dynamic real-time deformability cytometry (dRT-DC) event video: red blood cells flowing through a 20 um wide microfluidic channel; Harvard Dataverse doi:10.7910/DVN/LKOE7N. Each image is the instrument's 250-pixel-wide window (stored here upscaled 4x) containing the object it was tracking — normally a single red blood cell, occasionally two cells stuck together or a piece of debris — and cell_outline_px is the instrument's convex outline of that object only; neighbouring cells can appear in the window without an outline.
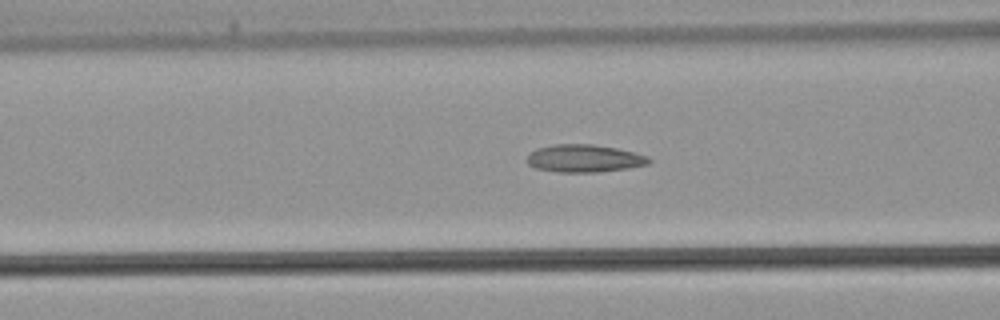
{"species": "common noctule bat (a hibernating species)", "species_latin": "Nyctalus noctula", "temperature_condition": "warm", "stored_images_in_passage": 36, "camera_frame_rate_fps": 3000, "um_per_image_px": 0.085, "animal": {"sex": "male", "body_mass_g": 21.5, "forearm_length_mm": 52.0}, "frame": {"image": 1, "passage_image": 9, "time_ms": 2.667, "image_size_px": [1000, 320], "cell_outline_px": [[652, 160], [648, 164], [628, 168], [596, 172], [560, 172], [536, 168], [528, 164], [528, 156], [536, 148], [556, 144], [592, 144], [616, 148], [648, 156]], "centroid_in_image_um": [49.67, 13.46], "position_along_channel_um": 116.9, "area_um2": 19.42}}
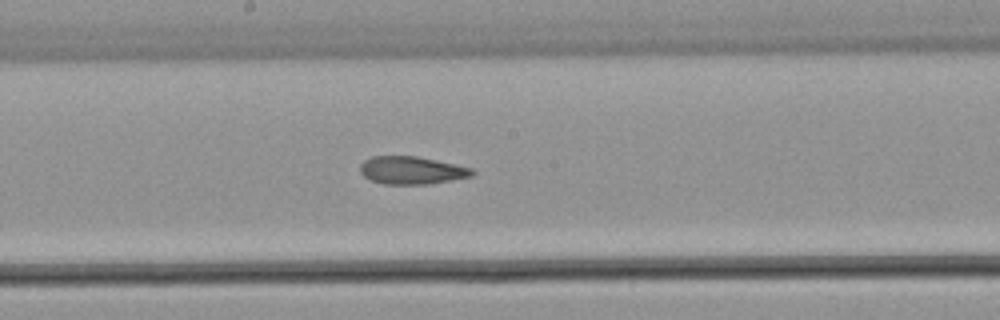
{"frame": {"image": 2, "passage_image": 15, "time_ms": 4.667, "image_size_px": [1000, 320], "cell_outline_px": [[476, 172], [472, 176], [428, 184], [384, 184], [372, 180], [364, 176], [360, 172], [360, 164], [364, 160], [372, 156], [416, 156], [472, 168]], "centroid_in_image_um": [34.97, 14.47], "position_along_channel_um": 213.2, "area_um2": 17.98}}
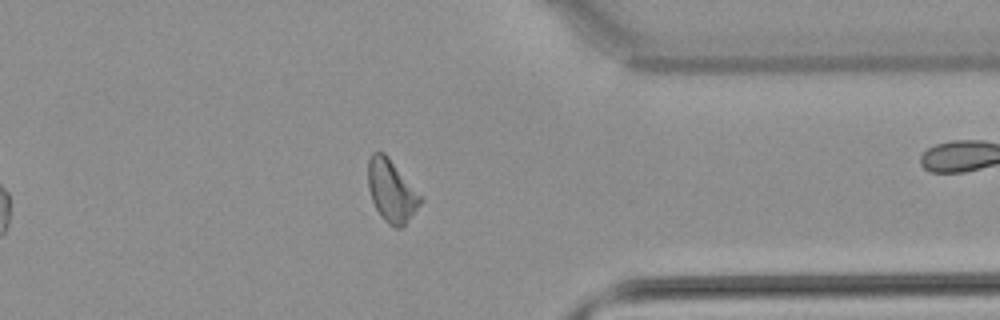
{"frame": {"image": 3, "passage_image": 26, "time_ms": 8.333, "image_size_px": [1000, 320], "cell_outline_px": [[424, 200], [404, 228], [396, 228], [388, 224], [384, 220], [376, 208], [372, 200], [368, 184], [368, 160], [372, 152], [384, 152], [388, 156], [424, 196]], "centroid_in_image_um": [33.33, 16.24], "position_along_channel_um": 378.1, "area_um2": 19.48}}